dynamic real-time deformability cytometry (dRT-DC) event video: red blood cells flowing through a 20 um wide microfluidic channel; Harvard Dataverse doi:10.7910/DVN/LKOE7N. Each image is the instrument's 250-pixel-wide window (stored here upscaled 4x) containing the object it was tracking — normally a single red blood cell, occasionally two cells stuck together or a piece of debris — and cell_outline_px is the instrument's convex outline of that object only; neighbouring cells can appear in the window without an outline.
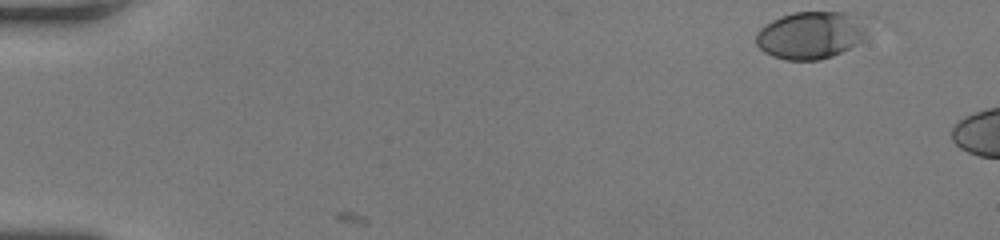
{"species": "human", "species_latin": "Homo sapiens", "temperature_condition": "room temperature", "stored_images_in_passage": 6, "camera_frame_rate_fps": 3000, "um_per_image_px": 0.085, "donor": {"sex": "female"}, "frame": {"image": 1, "passage_image": 1, "time_ms": 0.0, "image_size_px": [1000, 240], "cell_outline_px": [[868, 36], [864, 40], [832, 56], [820, 60], [784, 60], [772, 56], [764, 52], [756, 44], [756, 32], [760, 28], [772, 20], [780, 16], [792, 12], [844, 12], [864, 28]], "centroid_in_image_um": [68.8, 3.01], "position_along_channel_um": 16.2, "area_um2": 30.23}}